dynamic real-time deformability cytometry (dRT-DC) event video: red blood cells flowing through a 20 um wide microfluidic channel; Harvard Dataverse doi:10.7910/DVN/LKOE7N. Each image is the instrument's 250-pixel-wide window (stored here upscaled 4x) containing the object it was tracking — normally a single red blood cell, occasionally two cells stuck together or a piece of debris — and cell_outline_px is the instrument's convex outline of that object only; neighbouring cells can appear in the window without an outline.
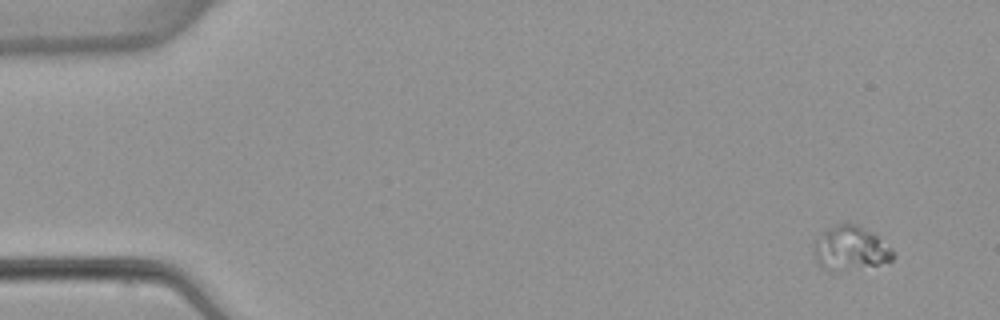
{"species": "common noctule bat (a hibernating species)", "species_latin": "Nyctalus noctula", "temperature_condition": "warm", "stored_images_in_passage": 7, "camera_frame_rate_fps": 3000, "um_per_image_px": 0.085, "animal": {"sex": "female", "body_mass_g": 22.7, "forearm_length_mm": 54.2}, "frame": {"image": 1, "passage_image": 1, "time_ms": 0.0, "image_size_px": [1000, 320], "cell_outline_px": [[892, 260], [876, 264], [832, 272], [828, 272], [820, 268], [816, 260], [812, 248], [812, 244], [820, 232], [844, 220], [848, 220], [880, 236], [892, 248]], "centroid_in_image_um": [72.2, 21.06], "position_along_channel_um": 12.8, "area_um2": 20.92}}
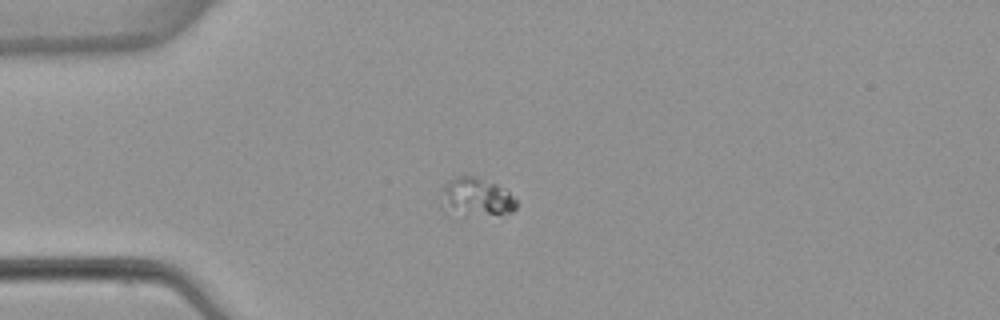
{"frame": {"image": 2, "passage_image": 4, "time_ms": 3.667, "image_size_px": [1000, 320], "cell_outline_px": [[516, 208], [512, 212], [500, 216], [444, 212], [440, 204], [444, 184], [460, 176], [472, 176], [496, 184], [504, 188], [516, 200]], "centroid_in_image_um": [40.48, 16.79], "position_along_channel_um": 44.5, "area_um2": 16.76}}